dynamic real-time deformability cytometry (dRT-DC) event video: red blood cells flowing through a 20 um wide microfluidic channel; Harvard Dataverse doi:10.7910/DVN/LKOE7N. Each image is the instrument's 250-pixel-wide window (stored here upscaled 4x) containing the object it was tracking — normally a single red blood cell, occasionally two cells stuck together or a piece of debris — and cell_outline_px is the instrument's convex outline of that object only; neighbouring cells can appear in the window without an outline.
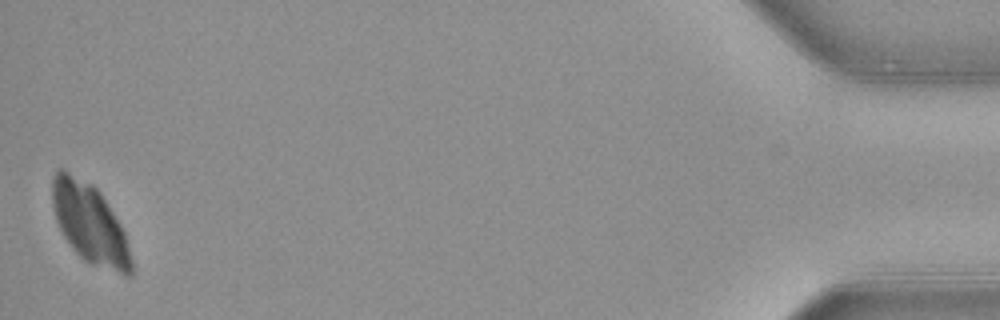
{"species": "common noctule bat (a hibernating species)", "species_latin": "Nyctalus noctula", "temperature_condition": "warm", "stored_images_in_passage": 39, "camera_frame_rate_fps": 3000, "um_per_image_px": 0.085, "animal": {"sex": "female", "body_mass_g": 21.9}, "frame": {"image": 1, "passage_image": 39, "time_ms": 12.667, "image_size_px": [1000, 320], "cell_outline_px": [[132, 276], [124, 276], [92, 264], [84, 260], [72, 248], [64, 236], [56, 220], [52, 204], [52, 180], [56, 172], [60, 168], [64, 168], [92, 184], [100, 192], [120, 224], [124, 232], [132, 260]], "centroid_in_image_um": [7.63, 19.0], "position_along_channel_um": 427.6, "area_um2": 36.65}}